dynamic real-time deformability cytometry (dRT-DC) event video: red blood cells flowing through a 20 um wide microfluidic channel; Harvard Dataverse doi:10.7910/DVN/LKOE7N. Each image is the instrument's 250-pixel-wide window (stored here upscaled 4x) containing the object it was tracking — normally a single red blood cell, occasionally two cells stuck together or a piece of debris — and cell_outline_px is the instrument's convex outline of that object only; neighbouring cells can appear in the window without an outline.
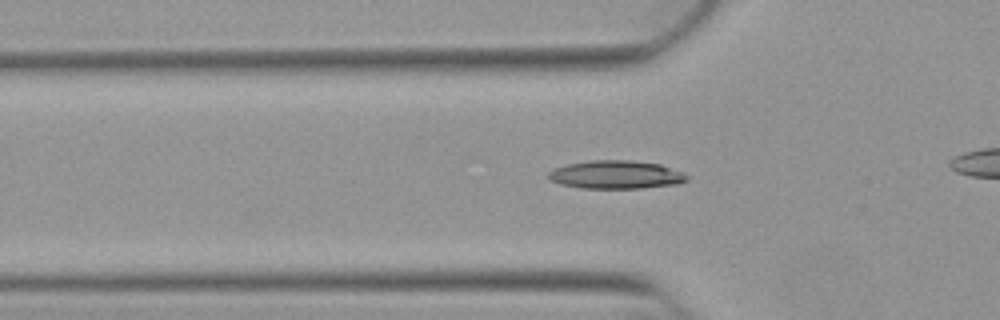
{"species": "Egyptian fruit bat (a non-hibernating species)", "species_latin": "Rousettus aegyptiacus", "temperature_condition": "warm", "stored_images_in_passage": 43, "camera_frame_rate_fps": 3000, "um_per_image_px": 0.085, "animal": {"sex": "female"}, "frame": {"image": 1, "passage_image": 18, "time_ms": 5.667, "image_size_px": [1000, 320], "cell_outline_px": [[688, 180], [676, 184], [640, 188], [580, 188], [560, 184], [552, 180], [548, 176], [548, 172], [552, 168], [568, 164], [592, 160], [632, 160], [660, 164], [680, 172], [688, 176]], "centroid_in_image_um": [52.32, 14.84], "position_along_channel_um": 73.5, "area_um2": 22.66}}
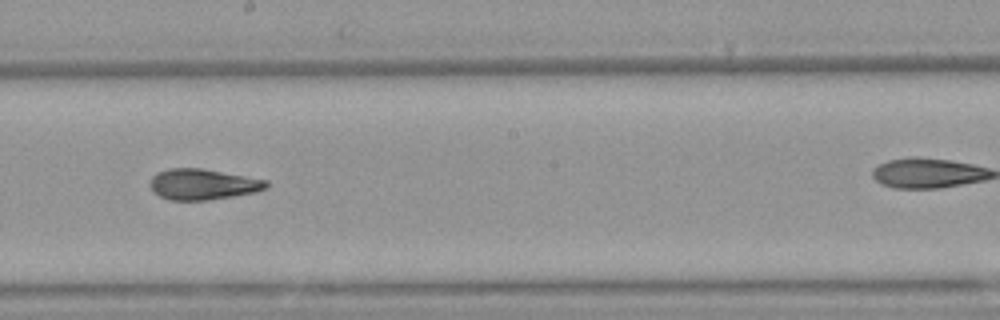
{"frame": {"image": 2, "passage_image": 30, "time_ms": 9.667, "image_size_px": [1000, 320], "cell_outline_px": [[268, 188], [256, 192], [208, 200], [168, 200], [152, 192], [148, 184], [152, 176], [156, 172], [168, 168], [200, 168], [268, 180]], "centroid_in_image_um": [17.19, 15.66], "position_along_channel_um": 231.0, "area_um2": 21.04}}
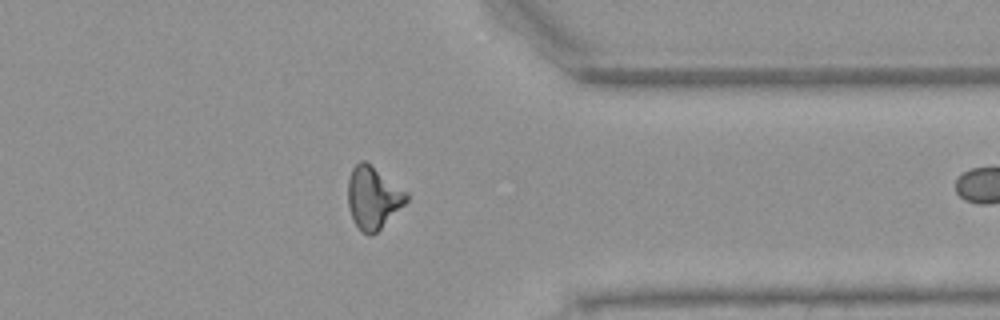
{"frame": {"image": 3, "passage_image": 42, "time_ms": 13.667, "image_size_px": [1000, 320], "cell_outline_px": [[408, 200], [372, 236], [368, 236], [356, 224], [348, 208], [348, 180], [352, 168], [360, 160], [364, 160], [408, 192]], "centroid_in_image_um": [31.7, 16.78], "position_along_channel_um": 379.7, "area_um2": 20.87}}